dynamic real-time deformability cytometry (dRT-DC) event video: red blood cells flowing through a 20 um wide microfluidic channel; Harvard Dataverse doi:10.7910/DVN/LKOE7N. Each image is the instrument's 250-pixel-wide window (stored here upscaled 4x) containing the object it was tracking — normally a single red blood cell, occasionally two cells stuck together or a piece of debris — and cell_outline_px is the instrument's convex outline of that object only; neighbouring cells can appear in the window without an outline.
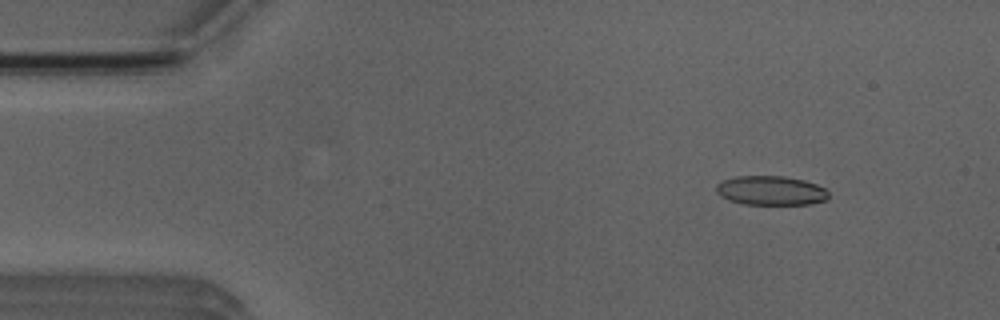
{"species": "Egyptian fruit bat (a non-hibernating species)", "species_latin": "Rousettus aegyptiacus", "temperature_condition": "room temperature", "stored_images_in_passage": 5, "camera_frame_rate_fps": 3000, "um_per_image_px": 0.085, "animal": {"sex": "male"}, "frame": {"image": 1, "passage_image": 2, "time_ms": 1.333, "image_size_px": [1000, 320], "cell_outline_px": [[828, 200], [812, 204], [744, 204], [728, 200], [720, 196], [716, 192], [716, 184], [724, 180], [736, 176], [784, 176], [804, 180], [816, 184], [824, 188], [828, 192]], "centroid_in_image_um": [65.52, 16.2], "position_along_channel_um": 19.5, "area_um2": 19.25}}
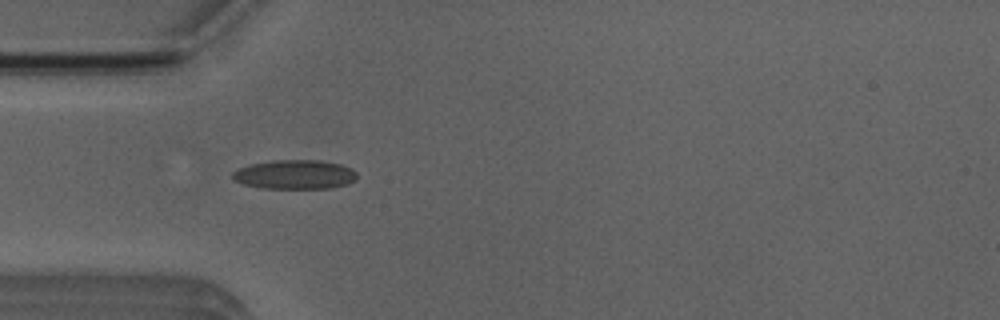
{"frame": {"image": 2, "passage_image": 4, "time_ms": 4.333, "image_size_px": [1000, 320], "cell_outline_px": [[356, 180], [348, 184], [332, 188], [260, 188], [244, 184], [232, 180], [232, 172], [240, 168], [252, 164], [272, 160], [320, 160], [340, 164], [352, 168], [356, 172]], "centroid_in_image_um": [25.08, 14.83], "position_along_channel_um": 59.9, "area_um2": 21.27}}